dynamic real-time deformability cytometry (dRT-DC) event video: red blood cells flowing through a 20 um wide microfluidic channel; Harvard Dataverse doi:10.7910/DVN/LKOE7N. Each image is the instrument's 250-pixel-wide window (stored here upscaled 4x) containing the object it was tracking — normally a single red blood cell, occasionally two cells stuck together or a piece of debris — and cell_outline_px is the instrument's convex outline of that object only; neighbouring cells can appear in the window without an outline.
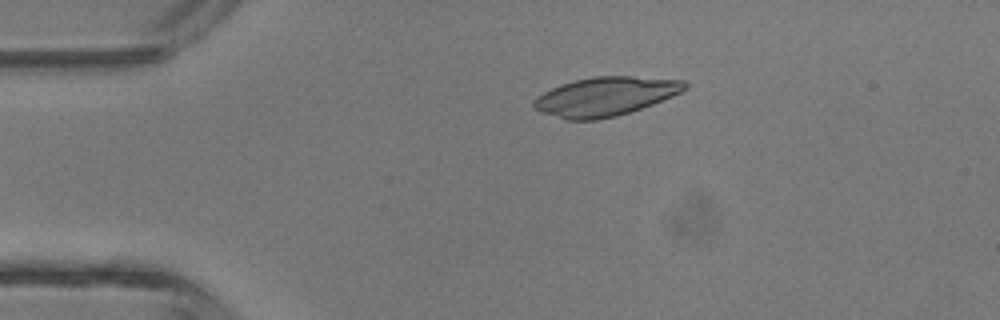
{"species": "common noctule bat (a hibernating species)", "species_latin": "Nyctalus noctula", "temperature_condition": "room temperature", "stored_images_in_passage": 4, "camera_frame_rate_fps": 3000, "um_per_image_px": 0.085, "animal": {"sex": "male", "body_mass_g": 13.3}, "frame": {"image": 1, "passage_image": 3, "time_ms": 2.333, "image_size_px": [1000, 320], "cell_outline_px": [[688, 88], [672, 96], [652, 104], [616, 116], [596, 120], [564, 120], [540, 112], [532, 108], [532, 104], [544, 92], [560, 84], [592, 76], [632, 76], [684, 80], [688, 84]], "centroid_in_image_um": [51.44, 8.2], "position_along_channel_um": 33.6, "area_um2": 34.16}}